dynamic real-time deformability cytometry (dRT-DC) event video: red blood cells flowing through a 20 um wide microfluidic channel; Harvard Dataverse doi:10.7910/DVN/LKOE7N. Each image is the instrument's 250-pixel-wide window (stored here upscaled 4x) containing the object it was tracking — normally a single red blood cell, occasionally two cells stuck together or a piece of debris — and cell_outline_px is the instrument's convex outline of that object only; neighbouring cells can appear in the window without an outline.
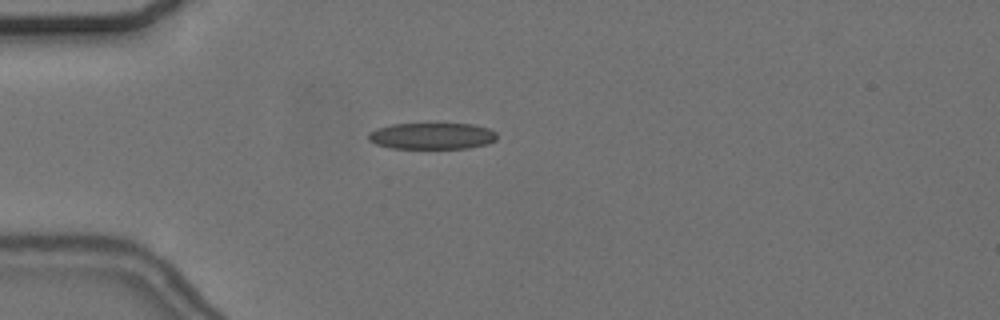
{"species": "common noctule bat (a hibernating species)", "species_latin": "Nyctalus noctula", "temperature_condition": "cold", "stored_images_in_passage": 30, "camera_frame_rate_fps": 3000, "um_per_image_px": 0.085, "animal": {"sex": "female", "body_mass_g": 24.6, "forearm_length_mm": 56.2}, "frame": {"image": 1, "passage_image": 1, "time_ms": 0.0, "image_size_px": [1000, 320], "cell_outline_px": [[496, 140], [488, 144], [468, 148], [392, 148], [376, 144], [368, 140], [368, 132], [376, 128], [392, 124], [472, 124], [488, 128], [496, 132]], "centroid_in_image_um": [36.71, 11.56], "position_along_channel_um": 48.3, "area_um2": 19.83}}
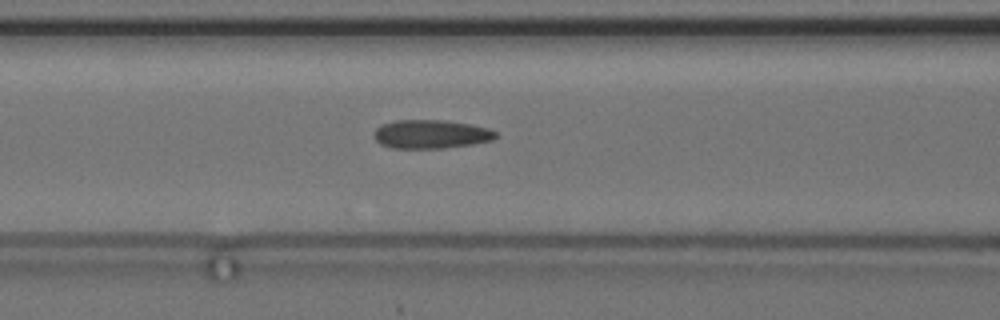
{"frame": {"image": 2, "passage_image": 9, "time_ms": 2.667, "image_size_px": [1000, 320], "cell_outline_px": [[496, 136], [492, 140], [472, 144], [444, 148], [392, 148], [380, 144], [376, 140], [376, 128], [384, 124], [396, 120], [444, 120], [468, 124], [488, 128], [496, 132]], "centroid_in_image_um": [36.64, 11.41], "position_along_channel_um": 130.0, "area_um2": 20.06}}
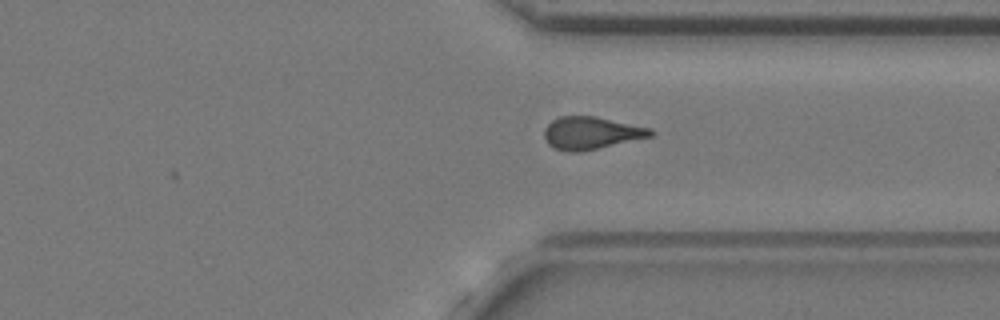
{"frame": {"image": 3, "passage_image": 28, "time_ms": 9.0, "image_size_px": [1000, 320], "cell_outline_px": [[656, 132], [652, 136], [580, 152], [564, 152], [552, 148], [548, 144], [544, 136], [544, 128], [552, 120], [560, 116], [596, 116], [652, 128]], "centroid_in_image_um": [50.24, 11.31], "position_along_channel_um": 361.2, "area_um2": 20.35}, "authors_computed_cell_mechanics": {"area_um2": 19.9988, "velocity_mm_per_s": 3.6523, "shape_relaxation_time_tau1_ms": null, "shape_relaxation_time_tau2_ms": 2.5046, "deformation_change_tau1": null, "deformation_change_tau2": 0.0978}}